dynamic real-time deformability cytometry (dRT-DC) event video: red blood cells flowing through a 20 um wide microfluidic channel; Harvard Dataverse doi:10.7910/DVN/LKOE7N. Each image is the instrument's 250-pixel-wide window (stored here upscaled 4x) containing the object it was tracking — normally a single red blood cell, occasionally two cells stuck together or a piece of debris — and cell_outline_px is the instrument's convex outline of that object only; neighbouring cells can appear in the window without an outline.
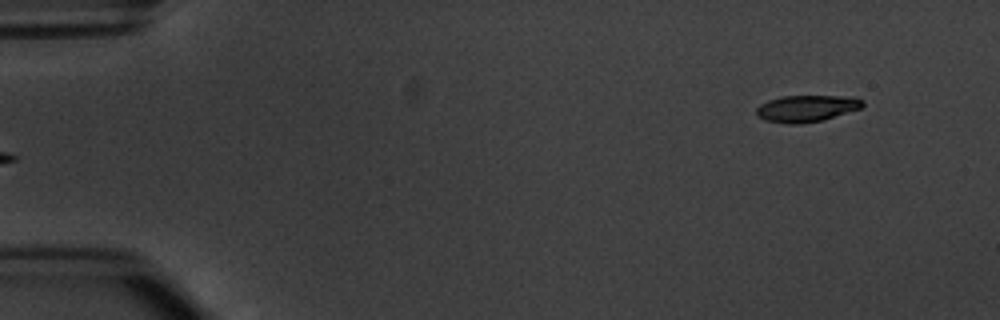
{"species": "common noctule bat (a hibernating species)", "species_latin": "Nyctalus noctula", "temperature_condition": "warm", "stored_images_in_passage": 5, "segment_of_instrument_passage": [2, 2], "camera_frame_rate_fps": 3000, "um_per_image_px": 0.085, "animal": {"sex": "male", "body_mass_g": 20.1, "forearm_length_mm": 53.5}, "frame": {"image": 1, "passage_image": 5, "time_ms": 5.0, "image_size_px": [1000, 320], "cell_outline_px": [[864, 104], [860, 108], [824, 120], [800, 124], [788, 124], [764, 120], [756, 112], [756, 108], [760, 104], [768, 100], [780, 96], [856, 96], [864, 100]], "centroid_in_image_um": [68.58, 9.21], "position_along_channel_um": 16.4, "area_um2": 16.65}}